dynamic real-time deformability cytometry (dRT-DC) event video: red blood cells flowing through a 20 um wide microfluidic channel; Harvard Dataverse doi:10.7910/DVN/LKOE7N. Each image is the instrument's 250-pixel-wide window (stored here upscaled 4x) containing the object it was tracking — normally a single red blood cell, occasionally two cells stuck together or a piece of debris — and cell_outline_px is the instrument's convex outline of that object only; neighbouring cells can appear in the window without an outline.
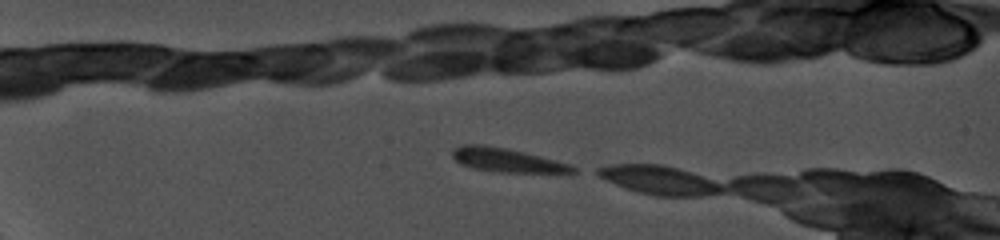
{"species": "common noctule bat (a hibernating species)", "species_latin": "Nyctalus noctula", "temperature_condition": "cold", "stored_images_in_passage": 6, "camera_frame_rate_fps": 5000, "um_per_image_px": 0.085, "animal": {"sex": "female", "body_mass_g": 19.0, "forearm_length_mm": 56.7}, "frame": {"image": 1, "passage_image": 1, "time_ms": 0.0, "image_size_px": [1000, 240], "cell_outline_px": [[580, 172], [572, 176], [568, 176], [500, 172], [472, 168], [460, 164], [452, 156], [452, 148], [460, 144], [484, 144], [524, 152], [572, 164], [580, 168]], "centroid_in_image_um": [43.34, 13.68], "position_along_channel_um": 41.7, "area_um2": 18.09}}